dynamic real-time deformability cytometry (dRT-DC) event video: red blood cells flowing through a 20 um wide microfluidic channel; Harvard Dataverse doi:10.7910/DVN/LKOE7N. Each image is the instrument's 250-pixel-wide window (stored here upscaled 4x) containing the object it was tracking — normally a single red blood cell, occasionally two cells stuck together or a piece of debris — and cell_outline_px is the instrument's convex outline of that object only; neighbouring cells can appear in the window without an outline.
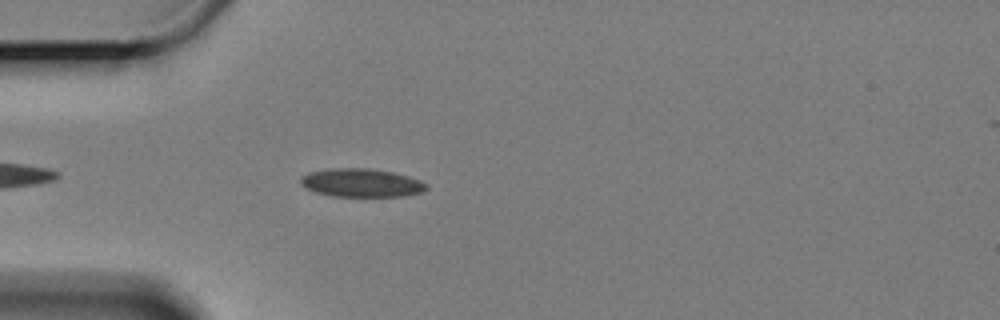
{"species": "Egyptian fruit bat (a non-hibernating species)", "species_latin": "Rousettus aegyptiacus", "temperature_condition": "cold", "stored_images_in_passage": 20, "camera_frame_rate_fps": 3000, "um_per_image_px": 0.085, "animal": {"sex": "female"}, "frame": {"image": 1, "passage_image": 5, "time_ms": 1.333, "image_size_px": [1000, 320], "cell_outline_px": [[428, 188], [424, 192], [404, 196], [332, 196], [316, 192], [304, 188], [300, 184], [300, 176], [308, 172], [332, 168], [368, 168], [392, 172], [408, 176], [420, 180], [428, 184]], "centroid_in_image_um": [30.71, 15.54], "position_along_channel_um": 54.3, "area_um2": 20.98}}
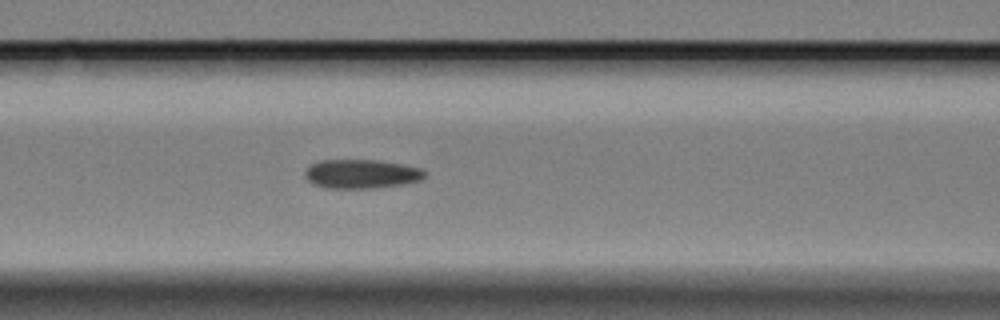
{"frame": {"image": 2, "passage_image": 13, "time_ms": 4.0, "image_size_px": [1000, 320], "cell_outline_px": [[428, 172], [420, 180], [404, 184], [376, 188], [328, 188], [312, 184], [304, 176], [304, 172], [312, 164], [320, 160], [376, 160], [400, 164], [420, 168]], "centroid_in_image_um": [30.71, 14.79], "position_along_channel_um": 135.9, "area_um2": 20.23}}
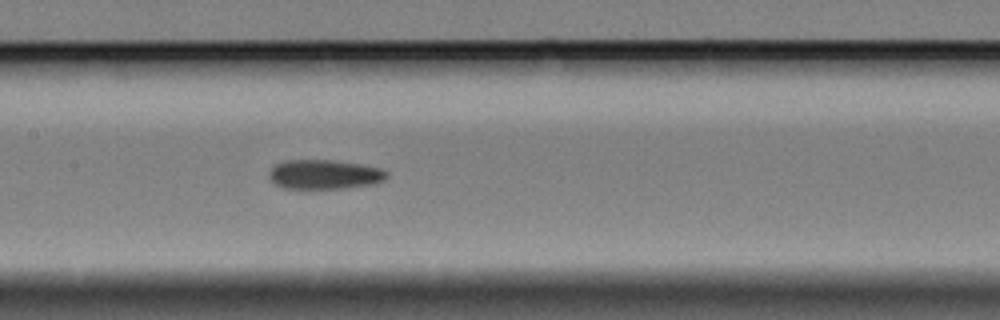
{"frame": {"image": 3, "passage_image": 17, "time_ms": 5.333, "image_size_px": [1000, 320], "cell_outline_px": [[388, 176], [384, 180], [368, 184], [344, 188], [284, 188], [276, 184], [268, 176], [268, 172], [276, 164], [284, 160], [332, 160], [380, 168], [388, 172]], "centroid_in_image_um": [27.54, 14.82], "position_along_channel_um": 179.9, "area_um2": 19.83}}